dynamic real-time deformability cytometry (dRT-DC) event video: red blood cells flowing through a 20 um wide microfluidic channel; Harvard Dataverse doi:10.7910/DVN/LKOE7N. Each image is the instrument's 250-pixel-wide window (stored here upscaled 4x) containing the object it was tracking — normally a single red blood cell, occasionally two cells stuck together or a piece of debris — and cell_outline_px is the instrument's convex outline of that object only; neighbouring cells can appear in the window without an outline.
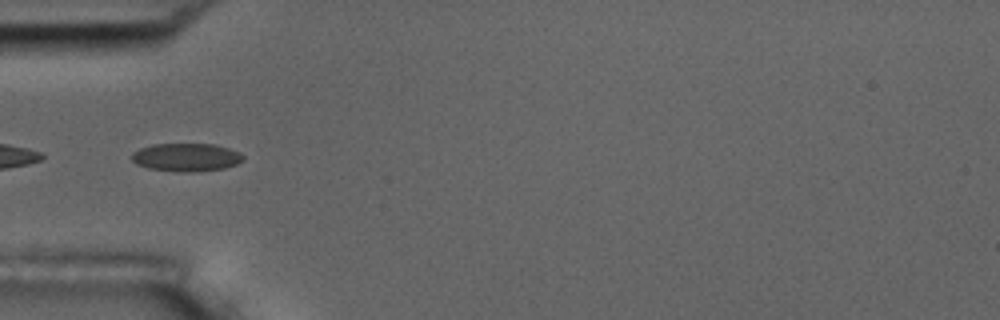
{"species": "common noctule bat (a hibernating species)", "species_latin": "Nyctalus noctula", "temperature_condition": "room temperature", "stored_images_in_passage": 8, "camera_frame_rate_fps": 3000, "um_per_image_px": 0.085, "animal": {"sex": "male", "body_mass_g": 17.5, "forearm_length_mm": 52.3}, "frame": {"image": 1, "passage_image": 3, "time_ms": 2.333, "image_size_px": [1000, 320], "cell_outline_px": [[244, 160], [236, 164], [224, 168], [192, 172], [176, 172], [148, 168], [136, 164], [132, 160], [132, 152], [140, 148], [152, 144], [216, 144], [240, 152], [244, 156]], "centroid_in_image_um": [15.83, 13.37], "position_along_channel_um": 69.2, "area_um2": 18.38}}
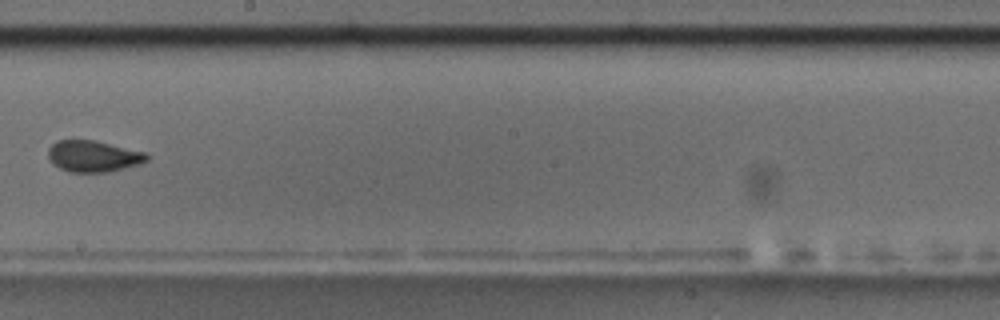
{"frame": {"image": 2, "passage_image": 7, "time_ms": 7.0, "image_size_px": [1000, 320], "cell_outline_px": [[148, 160], [140, 164], [108, 172], [68, 172], [60, 168], [48, 156], [48, 148], [56, 140], [96, 140], [148, 152]], "centroid_in_image_um": [7.98, 13.26], "position_along_channel_um": 240.2, "area_um2": 18.15}}
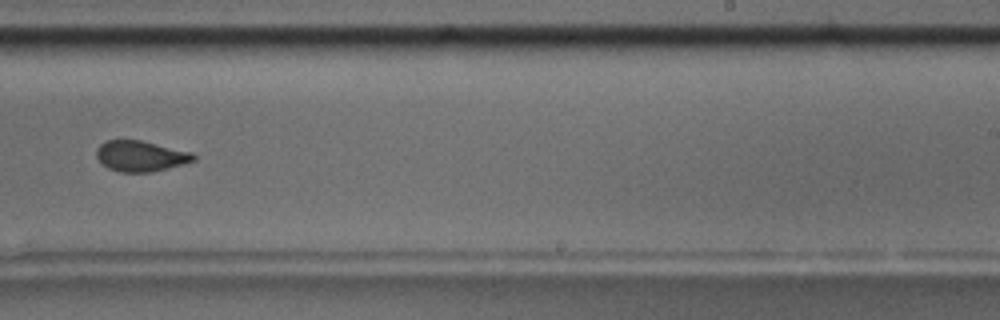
{"frame": {"image": 3, "passage_image": 8, "time_ms": 8.0, "image_size_px": [1000, 320], "cell_outline_px": [[196, 160], [168, 168], [152, 172], [120, 172], [108, 168], [96, 156], [96, 148], [104, 140], [140, 140], [192, 152], [196, 156]], "centroid_in_image_um": [11.95, 13.26], "position_along_channel_um": 277.1, "area_um2": 17.34}}